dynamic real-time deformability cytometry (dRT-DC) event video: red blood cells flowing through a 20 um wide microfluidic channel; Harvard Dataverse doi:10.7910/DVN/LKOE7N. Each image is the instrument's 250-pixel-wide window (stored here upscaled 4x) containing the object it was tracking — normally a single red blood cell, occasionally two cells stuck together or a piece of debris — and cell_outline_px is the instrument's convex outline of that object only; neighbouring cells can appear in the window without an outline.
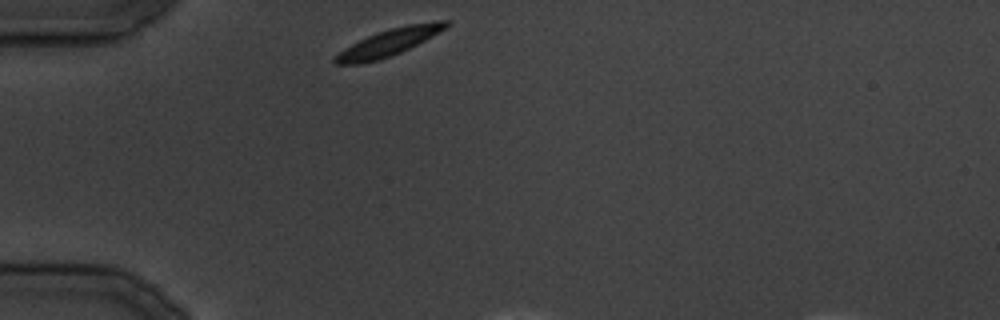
{"species": "common noctule bat (a hibernating species)", "species_latin": "Nyctalus noctula", "temperature_condition": "cold", "stored_images_in_passage": 5, "camera_frame_rate_fps": 3000, "um_per_image_px": 0.085, "animal": {"sex": "male", "body_mass_g": 19.5, "forearm_length_mm": 54.6}, "frame": {"image": 1, "passage_image": 1, "time_ms": 0.0, "image_size_px": [1000, 320], "cell_outline_px": [[452, 24], [424, 40], [400, 52], [376, 60], [360, 64], [336, 64], [332, 60], [344, 48], [368, 36], [392, 28], [408, 24], [436, 20], [452, 20]], "centroid_in_image_um": [33.09, 3.58], "position_along_channel_um": 51.9, "area_um2": 16.94}}